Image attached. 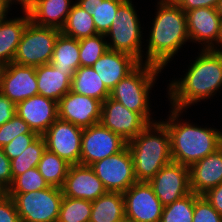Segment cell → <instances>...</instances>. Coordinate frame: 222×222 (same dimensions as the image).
Returning <instances> with one entry per match:
<instances>
[{
    "label": "cell",
    "mask_w": 222,
    "mask_h": 222,
    "mask_svg": "<svg viewBox=\"0 0 222 222\" xmlns=\"http://www.w3.org/2000/svg\"><path fill=\"white\" fill-rule=\"evenodd\" d=\"M188 67L184 78L173 80L168 86L172 108L183 110L215 95L222 86V53L202 49Z\"/></svg>",
    "instance_id": "obj_1"
},
{
    "label": "cell",
    "mask_w": 222,
    "mask_h": 222,
    "mask_svg": "<svg viewBox=\"0 0 222 222\" xmlns=\"http://www.w3.org/2000/svg\"><path fill=\"white\" fill-rule=\"evenodd\" d=\"M153 20L145 63L164 69L190 38L185 12L175 2L159 0Z\"/></svg>",
    "instance_id": "obj_2"
},
{
    "label": "cell",
    "mask_w": 222,
    "mask_h": 222,
    "mask_svg": "<svg viewBox=\"0 0 222 222\" xmlns=\"http://www.w3.org/2000/svg\"><path fill=\"white\" fill-rule=\"evenodd\" d=\"M171 109L169 118L162 123L170 135L171 156L174 162L190 167L222 146L221 131L181 122L178 118L183 111Z\"/></svg>",
    "instance_id": "obj_3"
},
{
    "label": "cell",
    "mask_w": 222,
    "mask_h": 222,
    "mask_svg": "<svg viewBox=\"0 0 222 222\" xmlns=\"http://www.w3.org/2000/svg\"><path fill=\"white\" fill-rule=\"evenodd\" d=\"M127 147L133 158L137 182H149L163 166L173 161L170 135L161 121L148 124L127 142Z\"/></svg>",
    "instance_id": "obj_4"
},
{
    "label": "cell",
    "mask_w": 222,
    "mask_h": 222,
    "mask_svg": "<svg viewBox=\"0 0 222 222\" xmlns=\"http://www.w3.org/2000/svg\"><path fill=\"white\" fill-rule=\"evenodd\" d=\"M161 70L158 66L141 62L115 85L110 91V97L127 109L139 113L149 124L154 123L150 114L149 92Z\"/></svg>",
    "instance_id": "obj_5"
},
{
    "label": "cell",
    "mask_w": 222,
    "mask_h": 222,
    "mask_svg": "<svg viewBox=\"0 0 222 222\" xmlns=\"http://www.w3.org/2000/svg\"><path fill=\"white\" fill-rule=\"evenodd\" d=\"M131 0H125L117 10L110 30L105 34L111 37L108 49L131 54L143 62L141 24Z\"/></svg>",
    "instance_id": "obj_6"
},
{
    "label": "cell",
    "mask_w": 222,
    "mask_h": 222,
    "mask_svg": "<svg viewBox=\"0 0 222 222\" xmlns=\"http://www.w3.org/2000/svg\"><path fill=\"white\" fill-rule=\"evenodd\" d=\"M6 194L13 198L21 222H57L64 197L61 188Z\"/></svg>",
    "instance_id": "obj_7"
},
{
    "label": "cell",
    "mask_w": 222,
    "mask_h": 222,
    "mask_svg": "<svg viewBox=\"0 0 222 222\" xmlns=\"http://www.w3.org/2000/svg\"><path fill=\"white\" fill-rule=\"evenodd\" d=\"M60 32V29L37 26L30 21L22 34L13 62L30 67L50 64Z\"/></svg>",
    "instance_id": "obj_8"
},
{
    "label": "cell",
    "mask_w": 222,
    "mask_h": 222,
    "mask_svg": "<svg viewBox=\"0 0 222 222\" xmlns=\"http://www.w3.org/2000/svg\"><path fill=\"white\" fill-rule=\"evenodd\" d=\"M90 167L110 192L123 193L137 182L133 158L127 145L120 152L97 161Z\"/></svg>",
    "instance_id": "obj_9"
},
{
    "label": "cell",
    "mask_w": 222,
    "mask_h": 222,
    "mask_svg": "<svg viewBox=\"0 0 222 222\" xmlns=\"http://www.w3.org/2000/svg\"><path fill=\"white\" fill-rule=\"evenodd\" d=\"M127 142L100 123L83 128L81 139L80 164L93 163L120 152Z\"/></svg>",
    "instance_id": "obj_10"
},
{
    "label": "cell",
    "mask_w": 222,
    "mask_h": 222,
    "mask_svg": "<svg viewBox=\"0 0 222 222\" xmlns=\"http://www.w3.org/2000/svg\"><path fill=\"white\" fill-rule=\"evenodd\" d=\"M129 222H160L164 206L148 182H136L123 192Z\"/></svg>",
    "instance_id": "obj_11"
},
{
    "label": "cell",
    "mask_w": 222,
    "mask_h": 222,
    "mask_svg": "<svg viewBox=\"0 0 222 222\" xmlns=\"http://www.w3.org/2000/svg\"><path fill=\"white\" fill-rule=\"evenodd\" d=\"M83 128L57 118L42 135L46 149L70 165L80 164Z\"/></svg>",
    "instance_id": "obj_12"
},
{
    "label": "cell",
    "mask_w": 222,
    "mask_h": 222,
    "mask_svg": "<svg viewBox=\"0 0 222 222\" xmlns=\"http://www.w3.org/2000/svg\"><path fill=\"white\" fill-rule=\"evenodd\" d=\"M163 206L191 193L189 167L170 162L148 182Z\"/></svg>",
    "instance_id": "obj_13"
},
{
    "label": "cell",
    "mask_w": 222,
    "mask_h": 222,
    "mask_svg": "<svg viewBox=\"0 0 222 222\" xmlns=\"http://www.w3.org/2000/svg\"><path fill=\"white\" fill-rule=\"evenodd\" d=\"M0 92L15 105L38 95L36 67L11 62L0 67Z\"/></svg>",
    "instance_id": "obj_14"
},
{
    "label": "cell",
    "mask_w": 222,
    "mask_h": 222,
    "mask_svg": "<svg viewBox=\"0 0 222 222\" xmlns=\"http://www.w3.org/2000/svg\"><path fill=\"white\" fill-rule=\"evenodd\" d=\"M99 123L126 142L135 138L149 124L139 113L127 109L110 96L102 103Z\"/></svg>",
    "instance_id": "obj_15"
},
{
    "label": "cell",
    "mask_w": 222,
    "mask_h": 222,
    "mask_svg": "<svg viewBox=\"0 0 222 222\" xmlns=\"http://www.w3.org/2000/svg\"><path fill=\"white\" fill-rule=\"evenodd\" d=\"M101 111V101L71 90L58 102V118L81 128L98 124Z\"/></svg>",
    "instance_id": "obj_16"
},
{
    "label": "cell",
    "mask_w": 222,
    "mask_h": 222,
    "mask_svg": "<svg viewBox=\"0 0 222 222\" xmlns=\"http://www.w3.org/2000/svg\"><path fill=\"white\" fill-rule=\"evenodd\" d=\"M61 189L63 196L91 202L107 192L94 170L81 164L70 165Z\"/></svg>",
    "instance_id": "obj_17"
},
{
    "label": "cell",
    "mask_w": 222,
    "mask_h": 222,
    "mask_svg": "<svg viewBox=\"0 0 222 222\" xmlns=\"http://www.w3.org/2000/svg\"><path fill=\"white\" fill-rule=\"evenodd\" d=\"M16 114L39 135H43L58 118V102L35 95L16 104Z\"/></svg>",
    "instance_id": "obj_18"
},
{
    "label": "cell",
    "mask_w": 222,
    "mask_h": 222,
    "mask_svg": "<svg viewBox=\"0 0 222 222\" xmlns=\"http://www.w3.org/2000/svg\"><path fill=\"white\" fill-rule=\"evenodd\" d=\"M188 36L192 42L203 44V49H211L219 35L221 16L216 8H196L186 13Z\"/></svg>",
    "instance_id": "obj_19"
},
{
    "label": "cell",
    "mask_w": 222,
    "mask_h": 222,
    "mask_svg": "<svg viewBox=\"0 0 222 222\" xmlns=\"http://www.w3.org/2000/svg\"><path fill=\"white\" fill-rule=\"evenodd\" d=\"M140 63L131 54L108 49L91 67L98 73L106 88L111 91Z\"/></svg>",
    "instance_id": "obj_20"
},
{
    "label": "cell",
    "mask_w": 222,
    "mask_h": 222,
    "mask_svg": "<svg viewBox=\"0 0 222 222\" xmlns=\"http://www.w3.org/2000/svg\"><path fill=\"white\" fill-rule=\"evenodd\" d=\"M190 190L203 195L222 183V146L189 167Z\"/></svg>",
    "instance_id": "obj_21"
},
{
    "label": "cell",
    "mask_w": 222,
    "mask_h": 222,
    "mask_svg": "<svg viewBox=\"0 0 222 222\" xmlns=\"http://www.w3.org/2000/svg\"><path fill=\"white\" fill-rule=\"evenodd\" d=\"M72 0H28L24 7L30 21L41 27L62 29L73 6Z\"/></svg>",
    "instance_id": "obj_22"
},
{
    "label": "cell",
    "mask_w": 222,
    "mask_h": 222,
    "mask_svg": "<svg viewBox=\"0 0 222 222\" xmlns=\"http://www.w3.org/2000/svg\"><path fill=\"white\" fill-rule=\"evenodd\" d=\"M75 72L56 69L51 63L36 67L38 94L59 102L71 90Z\"/></svg>",
    "instance_id": "obj_23"
},
{
    "label": "cell",
    "mask_w": 222,
    "mask_h": 222,
    "mask_svg": "<svg viewBox=\"0 0 222 222\" xmlns=\"http://www.w3.org/2000/svg\"><path fill=\"white\" fill-rule=\"evenodd\" d=\"M22 9L23 17L0 20V67L13 62L22 34L30 22L28 11Z\"/></svg>",
    "instance_id": "obj_24"
},
{
    "label": "cell",
    "mask_w": 222,
    "mask_h": 222,
    "mask_svg": "<svg viewBox=\"0 0 222 222\" xmlns=\"http://www.w3.org/2000/svg\"><path fill=\"white\" fill-rule=\"evenodd\" d=\"M71 91L95 98L102 103L110 96L98 73L92 67L80 66L71 81Z\"/></svg>",
    "instance_id": "obj_25"
},
{
    "label": "cell",
    "mask_w": 222,
    "mask_h": 222,
    "mask_svg": "<svg viewBox=\"0 0 222 222\" xmlns=\"http://www.w3.org/2000/svg\"><path fill=\"white\" fill-rule=\"evenodd\" d=\"M123 219H125L123 193L107 191L92 202L89 222H117Z\"/></svg>",
    "instance_id": "obj_26"
},
{
    "label": "cell",
    "mask_w": 222,
    "mask_h": 222,
    "mask_svg": "<svg viewBox=\"0 0 222 222\" xmlns=\"http://www.w3.org/2000/svg\"><path fill=\"white\" fill-rule=\"evenodd\" d=\"M125 0H77L76 3L92 17L98 34H106L113 23L118 7Z\"/></svg>",
    "instance_id": "obj_27"
},
{
    "label": "cell",
    "mask_w": 222,
    "mask_h": 222,
    "mask_svg": "<svg viewBox=\"0 0 222 222\" xmlns=\"http://www.w3.org/2000/svg\"><path fill=\"white\" fill-rule=\"evenodd\" d=\"M79 40L60 32L50 63L62 71H76L80 67Z\"/></svg>",
    "instance_id": "obj_28"
},
{
    "label": "cell",
    "mask_w": 222,
    "mask_h": 222,
    "mask_svg": "<svg viewBox=\"0 0 222 222\" xmlns=\"http://www.w3.org/2000/svg\"><path fill=\"white\" fill-rule=\"evenodd\" d=\"M61 32L77 40L98 34L92 15L77 3L73 4Z\"/></svg>",
    "instance_id": "obj_29"
},
{
    "label": "cell",
    "mask_w": 222,
    "mask_h": 222,
    "mask_svg": "<svg viewBox=\"0 0 222 222\" xmlns=\"http://www.w3.org/2000/svg\"><path fill=\"white\" fill-rule=\"evenodd\" d=\"M70 164L53 152L45 150L37 169L49 186L62 188Z\"/></svg>",
    "instance_id": "obj_30"
},
{
    "label": "cell",
    "mask_w": 222,
    "mask_h": 222,
    "mask_svg": "<svg viewBox=\"0 0 222 222\" xmlns=\"http://www.w3.org/2000/svg\"><path fill=\"white\" fill-rule=\"evenodd\" d=\"M45 150L46 143L43 136L40 135L21 155L10 160L13 179L25 171L37 167Z\"/></svg>",
    "instance_id": "obj_31"
},
{
    "label": "cell",
    "mask_w": 222,
    "mask_h": 222,
    "mask_svg": "<svg viewBox=\"0 0 222 222\" xmlns=\"http://www.w3.org/2000/svg\"><path fill=\"white\" fill-rule=\"evenodd\" d=\"M92 202L64 196L57 222H89Z\"/></svg>",
    "instance_id": "obj_32"
},
{
    "label": "cell",
    "mask_w": 222,
    "mask_h": 222,
    "mask_svg": "<svg viewBox=\"0 0 222 222\" xmlns=\"http://www.w3.org/2000/svg\"><path fill=\"white\" fill-rule=\"evenodd\" d=\"M195 193L164 206L160 222H193Z\"/></svg>",
    "instance_id": "obj_33"
},
{
    "label": "cell",
    "mask_w": 222,
    "mask_h": 222,
    "mask_svg": "<svg viewBox=\"0 0 222 222\" xmlns=\"http://www.w3.org/2000/svg\"><path fill=\"white\" fill-rule=\"evenodd\" d=\"M104 34H96L79 40L80 66L91 67L107 50Z\"/></svg>",
    "instance_id": "obj_34"
},
{
    "label": "cell",
    "mask_w": 222,
    "mask_h": 222,
    "mask_svg": "<svg viewBox=\"0 0 222 222\" xmlns=\"http://www.w3.org/2000/svg\"><path fill=\"white\" fill-rule=\"evenodd\" d=\"M48 187V183L35 167L16 176L6 193H28Z\"/></svg>",
    "instance_id": "obj_35"
},
{
    "label": "cell",
    "mask_w": 222,
    "mask_h": 222,
    "mask_svg": "<svg viewBox=\"0 0 222 222\" xmlns=\"http://www.w3.org/2000/svg\"><path fill=\"white\" fill-rule=\"evenodd\" d=\"M25 133H36L17 114L0 126V147L9 144L16 136Z\"/></svg>",
    "instance_id": "obj_36"
},
{
    "label": "cell",
    "mask_w": 222,
    "mask_h": 222,
    "mask_svg": "<svg viewBox=\"0 0 222 222\" xmlns=\"http://www.w3.org/2000/svg\"><path fill=\"white\" fill-rule=\"evenodd\" d=\"M193 222H222V215L203 195L195 194Z\"/></svg>",
    "instance_id": "obj_37"
},
{
    "label": "cell",
    "mask_w": 222,
    "mask_h": 222,
    "mask_svg": "<svg viewBox=\"0 0 222 222\" xmlns=\"http://www.w3.org/2000/svg\"><path fill=\"white\" fill-rule=\"evenodd\" d=\"M40 135L38 133H25L16 136L9 144L3 148L4 154L12 160L21 155L22 152L33 143Z\"/></svg>",
    "instance_id": "obj_38"
},
{
    "label": "cell",
    "mask_w": 222,
    "mask_h": 222,
    "mask_svg": "<svg viewBox=\"0 0 222 222\" xmlns=\"http://www.w3.org/2000/svg\"><path fill=\"white\" fill-rule=\"evenodd\" d=\"M0 222H21L13 198L7 194L0 198Z\"/></svg>",
    "instance_id": "obj_39"
},
{
    "label": "cell",
    "mask_w": 222,
    "mask_h": 222,
    "mask_svg": "<svg viewBox=\"0 0 222 222\" xmlns=\"http://www.w3.org/2000/svg\"><path fill=\"white\" fill-rule=\"evenodd\" d=\"M13 182L11 161L0 147V186L7 191Z\"/></svg>",
    "instance_id": "obj_40"
},
{
    "label": "cell",
    "mask_w": 222,
    "mask_h": 222,
    "mask_svg": "<svg viewBox=\"0 0 222 222\" xmlns=\"http://www.w3.org/2000/svg\"><path fill=\"white\" fill-rule=\"evenodd\" d=\"M175 3L186 13L196 8H216L219 0H177Z\"/></svg>",
    "instance_id": "obj_41"
},
{
    "label": "cell",
    "mask_w": 222,
    "mask_h": 222,
    "mask_svg": "<svg viewBox=\"0 0 222 222\" xmlns=\"http://www.w3.org/2000/svg\"><path fill=\"white\" fill-rule=\"evenodd\" d=\"M15 110L16 105L0 92V126L16 114Z\"/></svg>",
    "instance_id": "obj_42"
},
{
    "label": "cell",
    "mask_w": 222,
    "mask_h": 222,
    "mask_svg": "<svg viewBox=\"0 0 222 222\" xmlns=\"http://www.w3.org/2000/svg\"><path fill=\"white\" fill-rule=\"evenodd\" d=\"M203 196L210 202L212 207L222 215V183L209 189Z\"/></svg>",
    "instance_id": "obj_43"
},
{
    "label": "cell",
    "mask_w": 222,
    "mask_h": 222,
    "mask_svg": "<svg viewBox=\"0 0 222 222\" xmlns=\"http://www.w3.org/2000/svg\"><path fill=\"white\" fill-rule=\"evenodd\" d=\"M17 3L15 0H0V20L5 19L11 4Z\"/></svg>",
    "instance_id": "obj_44"
},
{
    "label": "cell",
    "mask_w": 222,
    "mask_h": 222,
    "mask_svg": "<svg viewBox=\"0 0 222 222\" xmlns=\"http://www.w3.org/2000/svg\"><path fill=\"white\" fill-rule=\"evenodd\" d=\"M219 44V45H217ZM220 46L222 45V18H221V23H220V29H219V35H218V40L216 42V44H214V46L211 48L212 50H215V51H218V52H221L222 53V49H218L217 46Z\"/></svg>",
    "instance_id": "obj_45"
},
{
    "label": "cell",
    "mask_w": 222,
    "mask_h": 222,
    "mask_svg": "<svg viewBox=\"0 0 222 222\" xmlns=\"http://www.w3.org/2000/svg\"><path fill=\"white\" fill-rule=\"evenodd\" d=\"M218 14L221 16L222 18V0H219V3L216 7Z\"/></svg>",
    "instance_id": "obj_46"
},
{
    "label": "cell",
    "mask_w": 222,
    "mask_h": 222,
    "mask_svg": "<svg viewBox=\"0 0 222 222\" xmlns=\"http://www.w3.org/2000/svg\"><path fill=\"white\" fill-rule=\"evenodd\" d=\"M6 194V191L0 186V198Z\"/></svg>",
    "instance_id": "obj_47"
},
{
    "label": "cell",
    "mask_w": 222,
    "mask_h": 222,
    "mask_svg": "<svg viewBox=\"0 0 222 222\" xmlns=\"http://www.w3.org/2000/svg\"><path fill=\"white\" fill-rule=\"evenodd\" d=\"M15 1H17V3L19 2V4L23 6L28 0H15Z\"/></svg>",
    "instance_id": "obj_48"
},
{
    "label": "cell",
    "mask_w": 222,
    "mask_h": 222,
    "mask_svg": "<svg viewBox=\"0 0 222 222\" xmlns=\"http://www.w3.org/2000/svg\"><path fill=\"white\" fill-rule=\"evenodd\" d=\"M161 1H164V2H176L177 0H161Z\"/></svg>",
    "instance_id": "obj_49"
},
{
    "label": "cell",
    "mask_w": 222,
    "mask_h": 222,
    "mask_svg": "<svg viewBox=\"0 0 222 222\" xmlns=\"http://www.w3.org/2000/svg\"><path fill=\"white\" fill-rule=\"evenodd\" d=\"M117 222H129L126 218L121 220V221H117Z\"/></svg>",
    "instance_id": "obj_50"
}]
</instances>
